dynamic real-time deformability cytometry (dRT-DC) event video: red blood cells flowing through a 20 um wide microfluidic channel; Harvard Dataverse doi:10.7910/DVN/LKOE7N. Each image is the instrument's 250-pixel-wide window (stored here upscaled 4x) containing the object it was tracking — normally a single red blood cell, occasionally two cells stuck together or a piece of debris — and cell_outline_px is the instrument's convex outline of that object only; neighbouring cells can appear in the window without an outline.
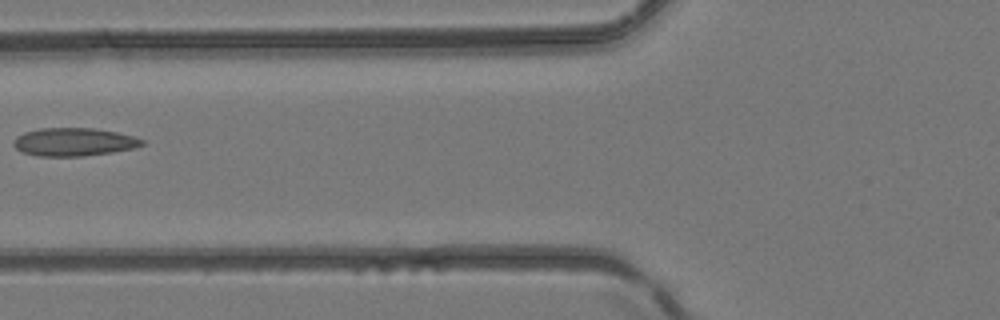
{"species": "common noctule bat (a hibernating species)", "species_latin": "Nyctalus noctula", "temperature_condition": "room temperature", "stored_images_in_passage": 7, "camera_frame_rate_fps": 3000, "um_per_image_px": 0.085, "animal": {"sex": "female", "body_mass_g": 24.6, "forearm_length_mm": 56.2}, "frame": {"image": 1, "passage_image": 6, "time_ms": 1.667, "image_size_px": [1000, 320], "cell_outline_px": [[144, 144], [132, 148], [112, 152], [84, 156], [36, 156], [24, 152], [16, 148], [12, 144], [16, 136], [24, 132], [40, 128], [92, 128], [116, 132], [132, 136], [144, 140]], "centroid_in_image_um": [6.24, 12.06], "position_along_channel_um": 119.6, "area_um2": 20.92}}